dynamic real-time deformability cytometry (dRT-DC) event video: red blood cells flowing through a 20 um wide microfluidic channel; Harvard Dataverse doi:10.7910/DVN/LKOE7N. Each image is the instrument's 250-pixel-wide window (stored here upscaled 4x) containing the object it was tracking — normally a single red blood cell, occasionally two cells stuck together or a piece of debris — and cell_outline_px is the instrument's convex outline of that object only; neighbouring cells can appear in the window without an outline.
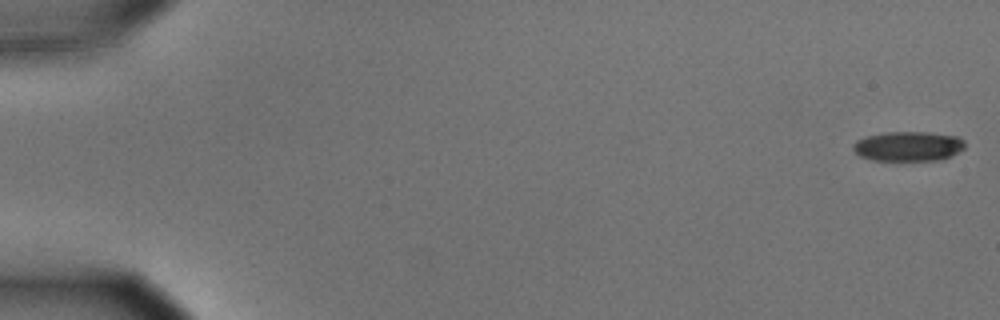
{"species": "common noctule bat (a hibernating species)", "species_latin": "Nyctalus noctula", "temperature_condition": "cold", "stored_images_in_passage": 57, "camera_frame_rate_fps": 3000, "um_per_image_px": 0.085, "animal": {"sex": "male", "body_mass_g": 15.6}, "frame": {"image": 1, "passage_image": 1, "time_ms": 0.0, "image_size_px": [1000, 320], "cell_outline_px": [[964, 148], [952, 156], [940, 160], [872, 160], [860, 156], [852, 148], [852, 144], [856, 140], [868, 136], [884, 132], [928, 132], [960, 136], [964, 140]], "centroid_in_image_um": [77.22, 12.42], "position_along_channel_um": 7.8, "area_um2": 19.48}}
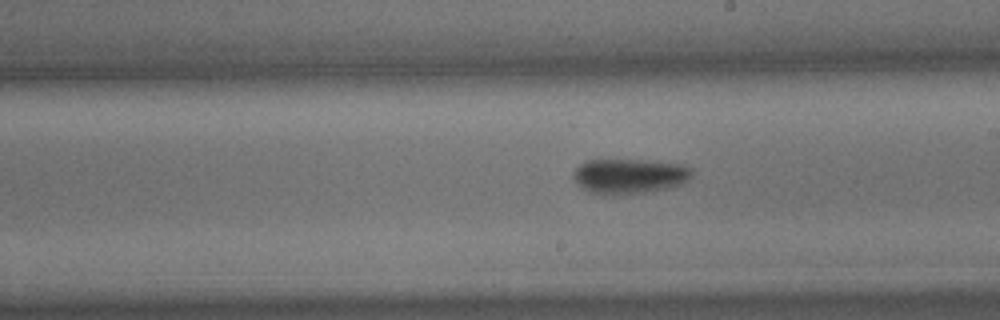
{"frame": {"image": 2, "passage_image": 33, "time_ms": 10.667, "image_size_px": [1000, 320], "cell_outline_px": [[692, 176], [688, 180], [680, 184], [668, 188], [644, 192], [592, 192], [584, 188], [572, 176], [572, 172], [580, 164], [588, 160], [644, 160], [680, 164], [692, 168]], "centroid_in_image_um": [53.55, 14.92], "position_along_channel_um": 235.5, "area_um2": 23.29}}
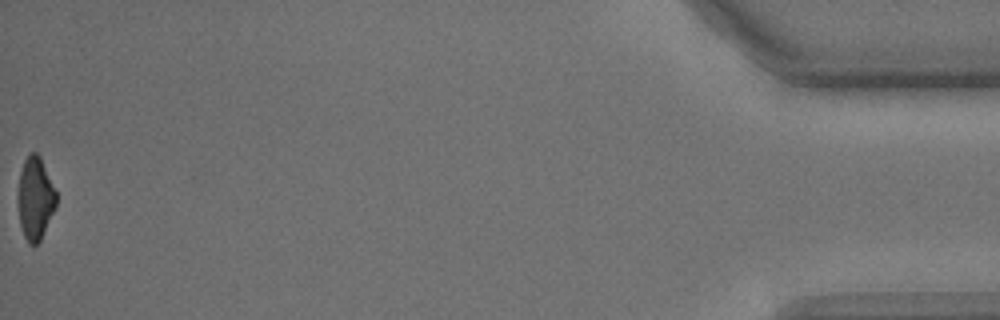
{"frame": {"image": 3, "passage_image": 57, "time_ms": 18.667, "image_size_px": [1000, 320], "cell_outline_px": [[56, 208], [40, 240], [36, 244], [28, 244], [24, 236], [20, 224], [16, 200], [16, 196], [20, 172], [24, 160], [32, 152], [36, 152], [40, 156], [56, 192]], "centroid_in_image_um": [2.97, 16.87], "position_along_channel_um": 432.2, "area_um2": 18.61}, "authors_computed_cell_mechanics": {"area_um2": 21.675, "velocity_mm_per_s": 3.5976, "shape_relaxation_time_tau1_ms": 3.8649, "shape_relaxation_time_tau2_ms": null, "deformation_change_tau1": 0.1263, "deformation_change_tau2": null}}